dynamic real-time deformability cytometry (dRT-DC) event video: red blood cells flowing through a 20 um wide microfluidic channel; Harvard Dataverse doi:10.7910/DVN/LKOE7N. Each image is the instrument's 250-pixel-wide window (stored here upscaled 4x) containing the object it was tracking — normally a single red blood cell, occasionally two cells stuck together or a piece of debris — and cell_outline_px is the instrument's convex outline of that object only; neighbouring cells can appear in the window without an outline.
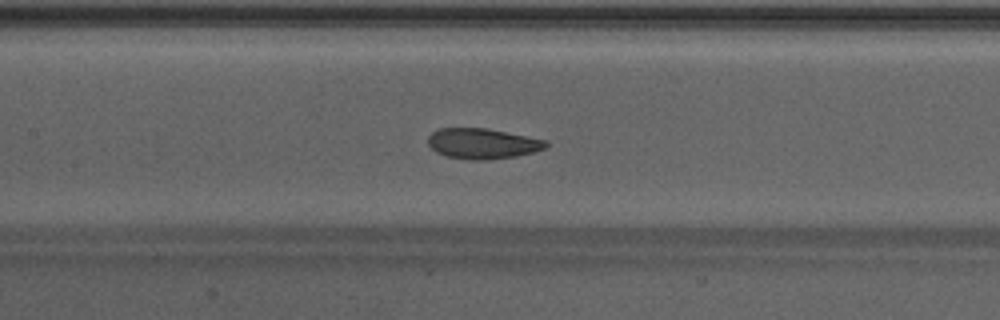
{"species": "Egyptian fruit bat (a non-hibernating species)", "species_latin": "Rousettus aegyptiacus", "temperature_condition": "warm", "stored_images_in_passage": 49, "camera_frame_rate_fps": 3000, "um_per_image_px": 0.085, "animal": {"sex": "male"}, "frame": {"image": 1, "passage_image": 24, "time_ms": 7.667, "image_size_px": [1000, 320], "cell_outline_px": [[548, 144], [544, 148], [532, 152], [516, 156], [484, 160], [468, 160], [448, 156], [436, 152], [428, 144], [428, 136], [432, 132], [440, 128], [488, 128], [548, 140]], "centroid_in_image_um": [41.01, 12.19], "position_along_channel_um": 166.4, "area_um2": 20.92}}
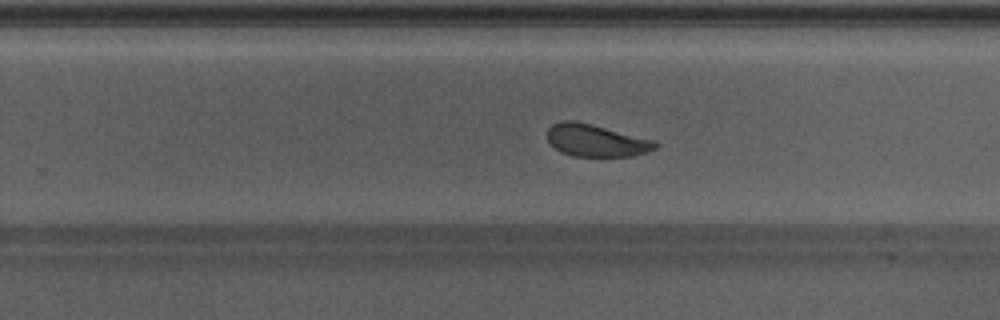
{"frame": {"image": 2, "passage_image": 32, "time_ms": 10.333, "image_size_px": [1000, 320], "cell_outline_px": [[660, 144], [656, 148], [632, 156], [572, 156], [560, 152], [548, 140], [548, 128], [552, 124], [564, 120], [572, 120], [592, 124], [656, 140]], "centroid_in_image_um": [50.68, 11.93], "position_along_channel_um": 279.1, "area_um2": 20.29}}
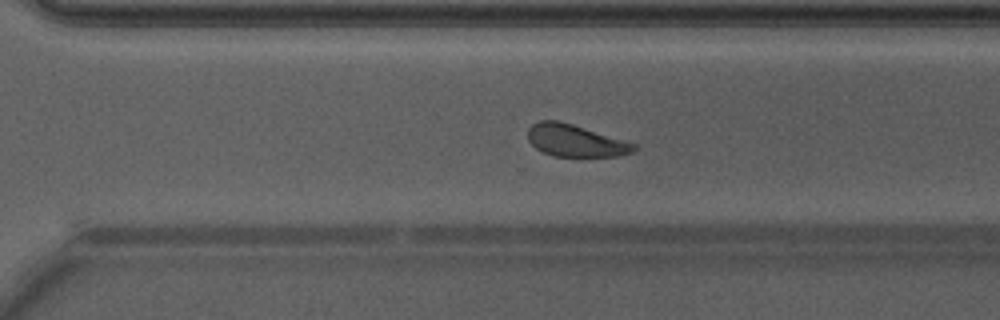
{"frame": {"image": 3, "passage_image": 35, "time_ms": 11.333, "image_size_px": [1000, 320], "cell_outline_px": [[636, 148], [632, 152], [616, 156], [552, 156], [536, 148], [528, 140], [528, 128], [532, 124], [540, 120], [560, 120], [636, 144]], "centroid_in_image_um": [48.86, 11.94], "position_along_channel_um": 321.7, "area_um2": 19.65}, "authors_computed_cell_mechanics": {"area_um2": 21.7328, "velocity_mm_per_s": 4.2534, "shape_relaxation_time_tau1_ms": 2.3154, "shape_relaxation_time_tau2_ms": 3.3837, "deformation_change_tau1": 0.1035, "deformation_change_tau2": 0.1048}}